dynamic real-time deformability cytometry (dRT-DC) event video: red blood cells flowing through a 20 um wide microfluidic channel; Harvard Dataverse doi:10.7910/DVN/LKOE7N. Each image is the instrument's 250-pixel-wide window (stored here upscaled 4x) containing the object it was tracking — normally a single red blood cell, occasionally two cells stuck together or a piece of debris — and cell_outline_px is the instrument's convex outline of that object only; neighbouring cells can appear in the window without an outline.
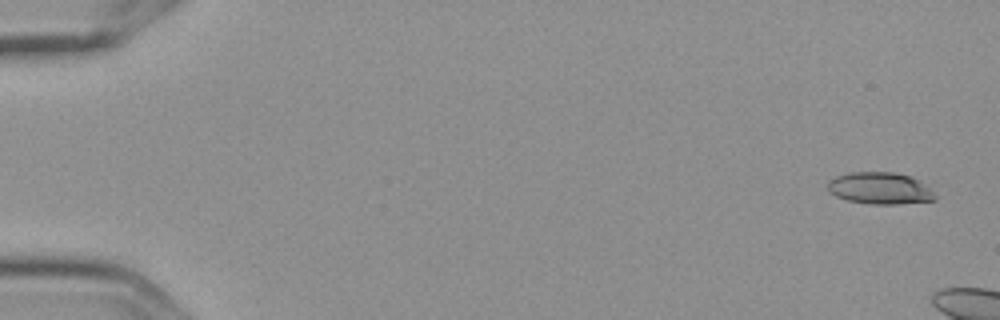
{"species": "Egyptian fruit bat (a non-hibernating species)", "species_latin": "Rousettus aegyptiacus", "temperature_condition": "cold", "stored_images_in_passage": 5, "camera_frame_rate_fps": 3000, "um_per_image_px": 0.085, "frame": {"image": 1, "passage_image": 5, "time_ms": 1.333, "image_size_px": [1000, 320], "cell_outline_px": [[936, 200], [900, 204], [872, 204], [848, 200], [836, 196], [828, 192], [828, 180], [836, 176], [848, 172], [892, 172], [912, 176], [920, 180], [936, 196]], "centroid_in_image_um": [74.78, 16.0], "position_along_channel_um": 10.2, "area_um2": 20.0}}